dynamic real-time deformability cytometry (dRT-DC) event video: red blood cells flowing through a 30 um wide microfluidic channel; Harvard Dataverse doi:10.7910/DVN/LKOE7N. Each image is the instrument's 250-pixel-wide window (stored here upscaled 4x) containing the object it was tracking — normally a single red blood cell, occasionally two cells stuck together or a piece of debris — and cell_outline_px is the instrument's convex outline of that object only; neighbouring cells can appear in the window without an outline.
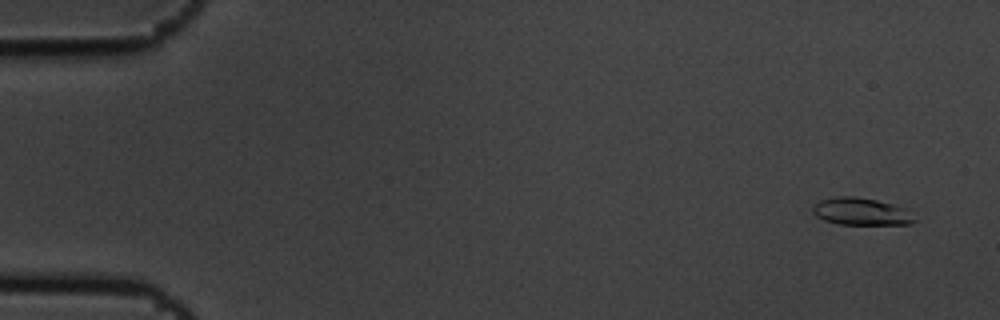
{"species": "common noctule bat (a hibernating species)", "species_latin": "Nyctalus noctula", "temperature_condition": "cold", "stored_images_in_passage": 4, "camera_frame_rate_fps": 3000, "um_per_image_px": 0.085, "animal": {"sex": "male", "body_mass_g": 19.5, "forearm_length_mm": 54.6}, "frame": {"image": 1, "passage_image": 1, "time_ms": 0.0, "image_size_px": [1000, 320], "cell_outline_px": [[916, 220], [912, 224], [836, 224], [824, 220], [816, 216], [812, 212], [812, 208], [820, 200], [836, 196], [856, 196], [876, 200], [892, 204], [904, 208]], "centroid_in_image_um": [73.15, 17.98], "position_along_channel_um": 11.8, "area_um2": 16.07}}